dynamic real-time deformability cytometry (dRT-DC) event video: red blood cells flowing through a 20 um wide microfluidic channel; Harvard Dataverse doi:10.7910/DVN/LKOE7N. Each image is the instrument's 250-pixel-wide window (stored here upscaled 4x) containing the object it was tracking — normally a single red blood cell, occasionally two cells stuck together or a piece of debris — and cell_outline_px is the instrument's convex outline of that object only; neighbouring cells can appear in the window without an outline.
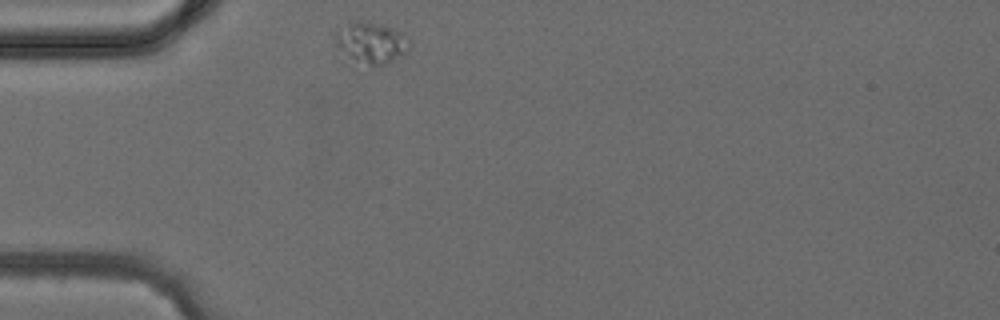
{"species": "common noctule bat (a hibernating species)", "species_latin": "Nyctalus noctula", "temperature_condition": "cold", "stored_images_in_passage": 1, "camera_frame_rate_fps": 3000, "um_per_image_px": 0.085, "animal": {"sex": "female", "body_mass_g": 24.6, "forearm_length_mm": 56.2}, "frame": {"image": 1, "passage_image": 1, "time_ms": 0.0, "image_size_px": [1000, 320], "cell_outline_px": [[412, 44], [404, 52], [388, 64], [372, 68], [348, 68], [344, 64], [336, 40], [336, 28], [352, 20], [396, 28], [404, 32]], "centroid_in_image_um": [31.44, 3.77], "position_along_channel_um": 53.6, "area_um2": 19.48}}